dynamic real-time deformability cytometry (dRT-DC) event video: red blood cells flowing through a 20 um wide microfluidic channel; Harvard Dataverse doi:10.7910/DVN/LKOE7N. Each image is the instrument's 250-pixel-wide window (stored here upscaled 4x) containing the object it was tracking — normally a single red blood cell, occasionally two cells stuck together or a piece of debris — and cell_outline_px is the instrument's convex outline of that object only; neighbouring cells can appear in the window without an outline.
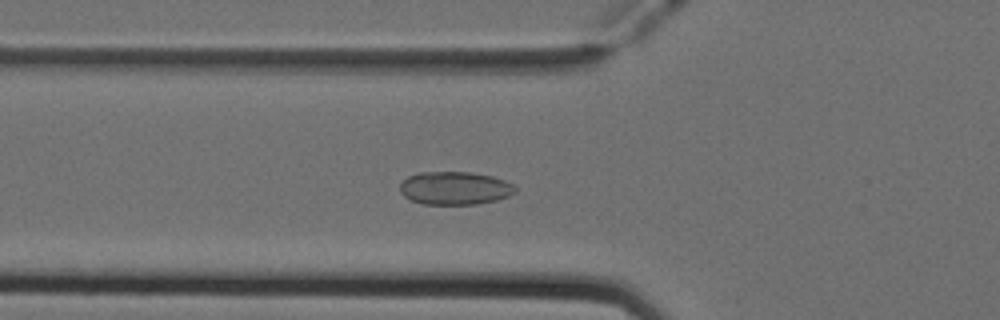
{"species": "Egyptian fruit bat (a non-hibernating species)", "species_latin": "Rousettus aegyptiacus", "temperature_condition": "cold", "stored_images_in_passage": 51, "camera_frame_rate_fps": 3000, "um_per_image_px": 0.085, "animal": {"sex": "female"}, "frame": {"image": 1, "passage_image": 18, "time_ms": 5.667, "image_size_px": [1000, 320], "cell_outline_px": [[516, 192], [508, 196], [496, 200], [476, 204], [424, 204], [412, 200], [404, 196], [400, 192], [400, 184], [408, 176], [420, 172], [472, 172], [492, 176], [504, 180], [512, 184], [516, 188]], "centroid_in_image_um": [38.66, 15.99], "position_along_channel_um": 87.1, "area_um2": 22.2}}
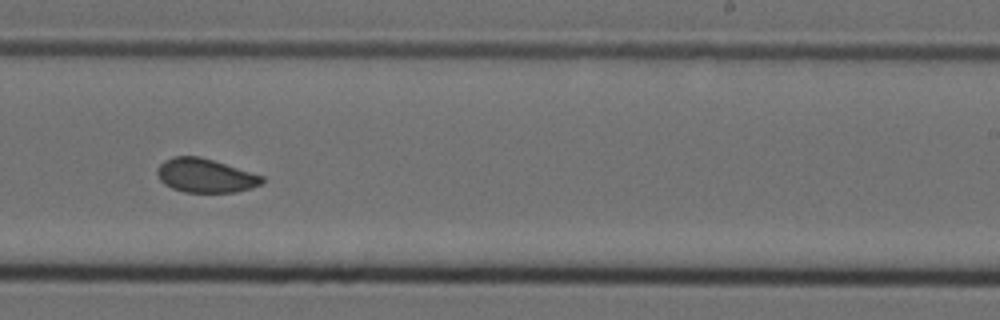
{"frame": {"image": 2, "passage_image": 32, "time_ms": 10.333, "image_size_px": [1000, 320], "cell_outline_px": [[264, 180], [260, 184], [252, 188], [236, 192], [184, 192], [172, 188], [164, 184], [160, 180], [156, 172], [156, 168], [164, 160], [176, 156], [200, 156], [264, 176]], "centroid_in_image_um": [17.43, 14.92], "position_along_channel_um": 271.6, "area_um2": 20.69}}
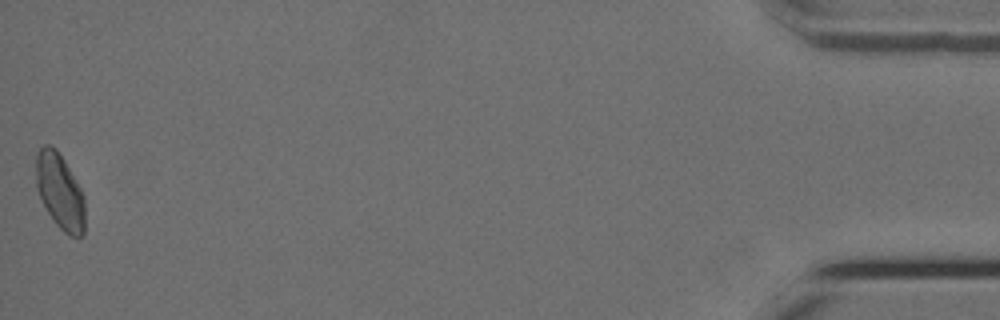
{"frame": {"image": 3, "passage_image": 51, "time_ms": 16.667, "image_size_px": [1000, 320], "cell_outline_px": [[84, 236], [68, 236], [56, 224], [48, 212], [36, 188], [36, 152], [44, 144], [48, 144], [56, 148], [64, 160], [80, 188], [84, 196]], "centroid_in_image_um": [5.08, 16.26], "position_along_channel_um": 430.1, "area_um2": 21.44}}